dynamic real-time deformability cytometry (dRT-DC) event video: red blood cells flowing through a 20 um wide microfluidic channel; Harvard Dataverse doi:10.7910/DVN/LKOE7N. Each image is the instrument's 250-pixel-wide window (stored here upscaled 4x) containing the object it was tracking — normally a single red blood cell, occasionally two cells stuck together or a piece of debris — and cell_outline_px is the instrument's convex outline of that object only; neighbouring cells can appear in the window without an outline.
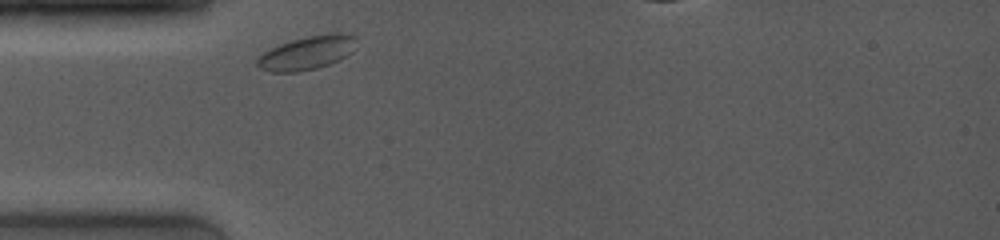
{"species": "common noctule bat (a hibernating species)", "species_latin": "Nyctalus noctula", "temperature_condition": "room temperature", "stored_images_in_passage": 34, "segment_of_instrument_passage": [1, 2], "camera_frame_rate_fps": 4000, "um_per_image_px": 0.085, "animal": {"sex": "female", "body_mass_g": 19.0, "forearm_length_mm": 53.3}, "frame": {"image": 1, "passage_image": 1, "time_ms": 0.0, "image_size_px": [1000, 240], "cell_outline_px": [[356, 36], [352, 52], [340, 60], [316, 68], [300, 72], [272, 72], [260, 68], [256, 64], [256, 60], [264, 52], [280, 44], [292, 40], [308, 36], [328, 32], [340, 32]], "centroid_in_image_um": [26.11, 4.48], "position_along_channel_um": 58.9, "area_um2": 19.42}}
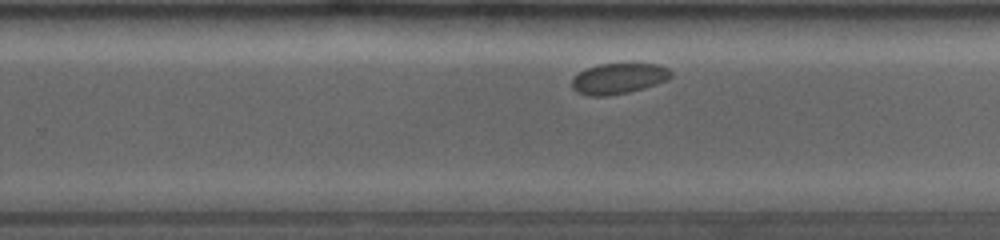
{"frame": {"image": 2, "passage_image": 18, "time_ms": 6.25, "image_size_px": [1000, 240], "cell_outline_px": [[672, 76], [668, 80], [644, 88], [628, 92], [608, 96], [588, 96], [576, 92], [572, 88], [572, 80], [580, 72], [588, 68], [600, 64], [660, 64], [668, 68], [672, 72]], "centroid_in_image_um": [52.6, 6.68], "position_along_channel_um": 277.2, "area_um2": 17.69}}
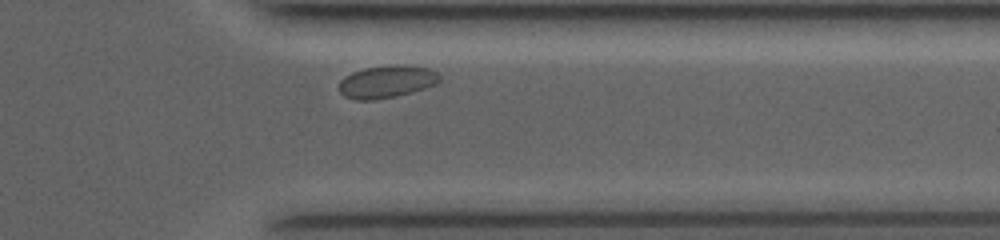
{"frame": {"image": 3, "passage_image": 28, "time_ms": 9.0, "image_size_px": [1000, 240], "cell_outline_px": [[440, 80], [436, 84], [412, 92], [396, 96], [376, 100], [356, 100], [344, 96], [340, 92], [340, 80], [344, 76], [352, 72], [364, 68], [392, 64], [408, 64], [428, 68], [436, 72], [440, 76]], "centroid_in_image_um": [32.87, 6.93], "position_along_channel_um": 378.5, "area_um2": 19.25}}